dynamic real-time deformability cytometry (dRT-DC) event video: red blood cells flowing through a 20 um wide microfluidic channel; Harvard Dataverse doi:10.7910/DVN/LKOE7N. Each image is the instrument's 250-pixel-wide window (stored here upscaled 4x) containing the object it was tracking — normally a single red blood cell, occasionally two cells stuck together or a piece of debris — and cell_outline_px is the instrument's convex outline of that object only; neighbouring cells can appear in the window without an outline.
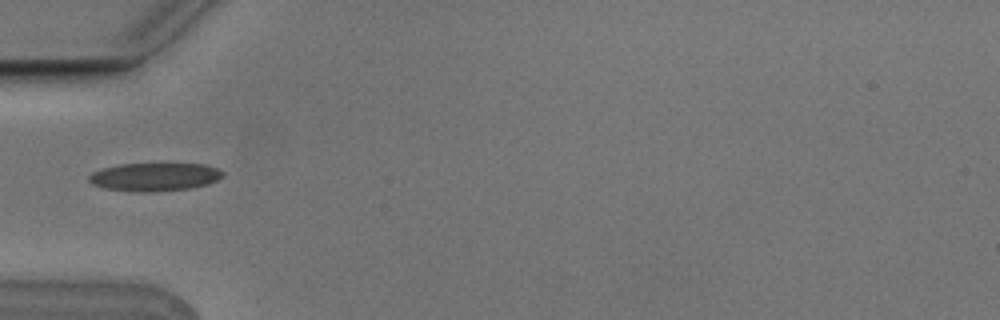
{"species": "Egyptian fruit bat (a non-hibernating species)", "species_latin": "Rousettus aegyptiacus", "temperature_condition": "cold", "stored_images_in_passage": 6, "camera_frame_rate_fps": 3000, "um_per_image_px": 0.085, "animal": {"sex": "male"}, "frame": {"image": 1, "passage_image": 3, "time_ms": 0.667, "image_size_px": [1000, 320], "cell_outline_px": [[224, 176], [208, 184], [192, 188], [152, 192], [132, 192], [104, 188], [92, 184], [88, 180], [88, 176], [92, 172], [100, 168], [120, 164], [204, 164], [216, 168], [224, 172]], "centroid_in_image_um": [13.11, 15.04], "position_along_channel_um": 71.9, "area_um2": 22.2}}
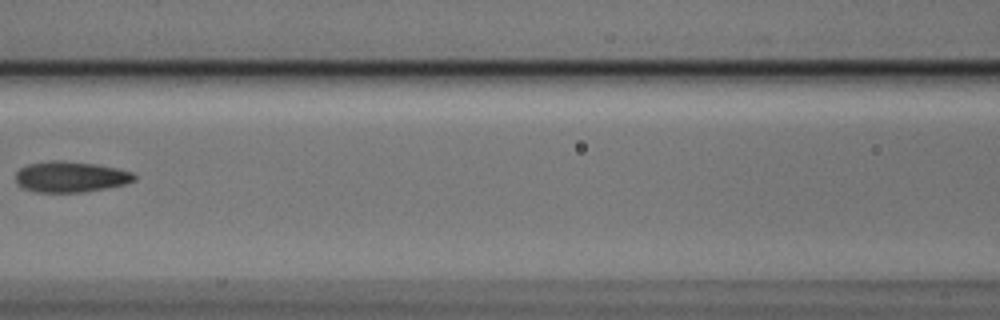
{"frame": {"image": 2, "passage_image": 5, "time_ms": 1.333, "image_size_px": [1000, 320], "cell_outline_px": [[136, 180], [124, 184], [84, 192], [36, 192], [24, 188], [16, 180], [16, 172], [20, 168], [28, 164], [52, 160], [64, 160], [96, 164], [116, 168], [132, 172], [136, 176]], "centroid_in_image_um": [6.0, 15.02], "position_along_channel_um": 160.6, "area_um2": 21.21}}
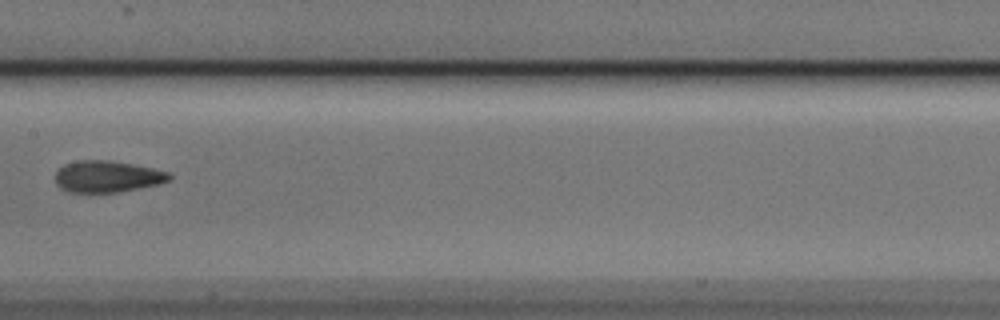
{"frame": {"image": 3, "passage_image": 6, "time_ms": 1.667, "image_size_px": [1000, 320], "cell_outline_px": [[172, 176], [168, 180], [160, 184], [116, 192], [68, 192], [60, 188], [56, 184], [56, 172], [64, 164], [80, 160], [108, 160], [132, 164], [152, 168], [168, 172]], "centroid_in_image_um": [9.1, 15.0], "position_along_channel_um": 198.3, "area_um2": 20.81}}